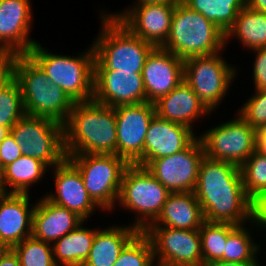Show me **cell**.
Wrapping results in <instances>:
<instances>
[{
	"instance_id": "cell-29",
	"label": "cell",
	"mask_w": 266,
	"mask_h": 266,
	"mask_svg": "<svg viewBox=\"0 0 266 266\" xmlns=\"http://www.w3.org/2000/svg\"><path fill=\"white\" fill-rule=\"evenodd\" d=\"M190 9L202 14L222 32L232 27L246 0H181Z\"/></svg>"
},
{
	"instance_id": "cell-39",
	"label": "cell",
	"mask_w": 266,
	"mask_h": 266,
	"mask_svg": "<svg viewBox=\"0 0 266 266\" xmlns=\"http://www.w3.org/2000/svg\"><path fill=\"white\" fill-rule=\"evenodd\" d=\"M256 52L253 66L255 90H266V47L254 49Z\"/></svg>"
},
{
	"instance_id": "cell-32",
	"label": "cell",
	"mask_w": 266,
	"mask_h": 266,
	"mask_svg": "<svg viewBox=\"0 0 266 266\" xmlns=\"http://www.w3.org/2000/svg\"><path fill=\"white\" fill-rule=\"evenodd\" d=\"M247 230L245 225H239L227 236L224 261L257 262L256 253L259 251V245L253 242Z\"/></svg>"
},
{
	"instance_id": "cell-1",
	"label": "cell",
	"mask_w": 266,
	"mask_h": 266,
	"mask_svg": "<svg viewBox=\"0 0 266 266\" xmlns=\"http://www.w3.org/2000/svg\"><path fill=\"white\" fill-rule=\"evenodd\" d=\"M194 193L207 222L239 226L252 219L255 227L266 228V211L247 196L240 167L235 164L204 156Z\"/></svg>"
},
{
	"instance_id": "cell-38",
	"label": "cell",
	"mask_w": 266,
	"mask_h": 266,
	"mask_svg": "<svg viewBox=\"0 0 266 266\" xmlns=\"http://www.w3.org/2000/svg\"><path fill=\"white\" fill-rule=\"evenodd\" d=\"M1 173L3 169L22 155V150L10 133L0 142Z\"/></svg>"
},
{
	"instance_id": "cell-16",
	"label": "cell",
	"mask_w": 266,
	"mask_h": 266,
	"mask_svg": "<svg viewBox=\"0 0 266 266\" xmlns=\"http://www.w3.org/2000/svg\"><path fill=\"white\" fill-rule=\"evenodd\" d=\"M141 74L147 102L154 104L184 80V60L162 47H154Z\"/></svg>"
},
{
	"instance_id": "cell-3",
	"label": "cell",
	"mask_w": 266,
	"mask_h": 266,
	"mask_svg": "<svg viewBox=\"0 0 266 266\" xmlns=\"http://www.w3.org/2000/svg\"><path fill=\"white\" fill-rule=\"evenodd\" d=\"M102 30L93 43L94 71L141 73L154 46L131 33L113 14L101 16Z\"/></svg>"
},
{
	"instance_id": "cell-24",
	"label": "cell",
	"mask_w": 266,
	"mask_h": 266,
	"mask_svg": "<svg viewBox=\"0 0 266 266\" xmlns=\"http://www.w3.org/2000/svg\"><path fill=\"white\" fill-rule=\"evenodd\" d=\"M205 222L200 203L194 192H171L157 220L150 226L173 229H199Z\"/></svg>"
},
{
	"instance_id": "cell-45",
	"label": "cell",
	"mask_w": 266,
	"mask_h": 266,
	"mask_svg": "<svg viewBox=\"0 0 266 266\" xmlns=\"http://www.w3.org/2000/svg\"><path fill=\"white\" fill-rule=\"evenodd\" d=\"M11 128L0 126V142H2L7 135L10 134Z\"/></svg>"
},
{
	"instance_id": "cell-15",
	"label": "cell",
	"mask_w": 266,
	"mask_h": 266,
	"mask_svg": "<svg viewBox=\"0 0 266 266\" xmlns=\"http://www.w3.org/2000/svg\"><path fill=\"white\" fill-rule=\"evenodd\" d=\"M176 3L136 4L113 16L131 33L154 47H162L170 34Z\"/></svg>"
},
{
	"instance_id": "cell-28",
	"label": "cell",
	"mask_w": 266,
	"mask_h": 266,
	"mask_svg": "<svg viewBox=\"0 0 266 266\" xmlns=\"http://www.w3.org/2000/svg\"><path fill=\"white\" fill-rule=\"evenodd\" d=\"M231 36L252 51L266 47V14L251 10L247 5L238 13L234 24L225 34V43Z\"/></svg>"
},
{
	"instance_id": "cell-34",
	"label": "cell",
	"mask_w": 266,
	"mask_h": 266,
	"mask_svg": "<svg viewBox=\"0 0 266 266\" xmlns=\"http://www.w3.org/2000/svg\"><path fill=\"white\" fill-rule=\"evenodd\" d=\"M18 255L20 266H57L53 256L52 244L32 235L12 248Z\"/></svg>"
},
{
	"instance_id": "cell-47",
	"label": "cell",
	"mask_w": 266,
	"mask_h": 266,
	"mask_svg": "<svg viewBox=\"0 0 266 266\" xmlns=\"http://www.w3.org/2000/svg\"><path fill=\"white\" fill-rule=\"evenodd\" d=\"M0 172H1V155H0Z\"/></svg>"
},
{
	"instance_id": "cell-19",
	"label": "cell",
	"mask_w": 266,
	"mask_h": 266,
	"mask_svg": "<svg viewBox=\"0 0 266 266\" xmlns=\"http://www.w3.org/2000/svg\"><path fill=\"white\" fill-rule=\"evenodd\" d=\"M31 11L30 0H0V47L18 55H26L31 50L37 43L28 38Z\"/></svg>"
},
{
	"instance_id": "cell-7",
	"label": "cell",
	"mask_w": 266,
	"mask_h": 266,
	"mask_svg": "<svg viewBox=\"0 0 266 266\" xmlns=\"http://www.w3.org/2000/svg\"><path fill=\"white\" fill-rule=\"evenodd\" d=\"M67 158L78 168L97 208L111 211L118 202L122 177L130 164L116 154H74Z\"/></svg>"
},
{
	"instance_id": "cell-22",
	"label": "cell",
	"mask_w": 266,
	"mask_h": 266,
	"mask_svg": "<svg viewBox=\"0 0 266 266\" xmlns=\"http://www.w3.org/2000/svg\"><path fill=\"white\" fill-rule=\"evenodd\" d=\"M85 220L77 213L56 205L45 196L36 203L32 216V236L54 243Z\"/></svg>"
},
{
	"instance_id": "cell-40",
	"label": "cell",
	"mask_w": 266,
	"mask_h": 266,
	"mask_svg": "<svg viewBox=\"0 0 266 266\" xmlns=\"http://www.w3.org/2000/svg\"><path fill=\"white\" fill-rule=\"evenodd\" d=\"M0 266H20L19 257L12 248H0Z\"/></svg>"
},
{
	"instance_id": "cell-12",
	"label": "cell",
	"mask_w": 266,
	"mask_h": 266,
	"mask_svg": "<svg viewBox=\"0 0 266 266\" xmlns=\"http://www.w3.org/2000/svg\"><path fill=\"white\" fill-rule=\"evenodd\" d=\"M144 233L152 243L154 259H158V265H203L199 229L183 230L149 226Z\"/></svg>"
},
{
	"instance_id": "cell-37",
	"label": "cell",
	"mask_w": 266,
	"mask_h": 266,
	"mask_svg": "<svg viewBox=\"0 0 266 266\" xmlns=\"http://www.w3.org/2000/svg\"><path fill=\"white\" fill-rule=\"evenodd\" d=\"M18 56L16 52L0 47V88L14 78V66Z\"/></svg>"
},
{
	"instance_id": "cell-10",
	"label": "cell",
	"mask_w": 266,
	"mask_h": 266,
	"mask_svg": "<svg viewBox=\"0 0 266 266\" xmlns=\"http://www.w3.org/2000/svg\"><path fill=\"white\" fill-rule=\"evenodd\" d=\"M256 132L238 117L203 132L198 138L206 157L240 167L256 151Z\"/></svg>"
},
{
	"instance_id": "cell-43",
	"label": "cell",
	"mask_w": 266,
	"mask_h": 266,
	"mask_svg": "<svg viewBox=\"0 0 266 266\" xmlns=\"http://www.w3.org/2000/svg\"><path fill=\"white\" fill-rule=\"evenodd\" d=\"M246 5L251 10L266 14V0H246Z\"/></svg>"
},
{
	"instance_id": "cell-44",
	"label": "cell",
	"mask_w": 266,
	"mask_h": 266,
	"mask_svg": "<svg viewBox=\"0 0 266 266\" xmlns=\"http://www.w3.org/2000/svg\"><path fill=\"white\" fill-rule=\"evenodd\" d=\"M180 0H138L136 4H143V3H177Z\"/></svg>"
},
{
	"instance_id": "cell-11",
	"label": "cell",
	"mask_w": 266,
	"mask_h": 266,
	"mask_svg": "<svg viewBox=\"0 0 266 266\" xmlns=\"http://www.w3.org/2000/svg\"><path fill=\"white\" fill-rule=\"evenodd\" d=\"M219 54L184 60V81L210 111L220 104L236 75Z\"/></svg>"
},
{
	"instance_id": "cell-9",
	"label": "cell",
	"mask_w": 266,
	"mask_h": 266,
	"mask_svg": "<svg viewBox=\"0 0 266 266\" xmlns=\"http://www.w3.org/2000/svg\"><path fill=\"white\" fill-rule=\"evenodd\" d=\"M10 133L23 155L36 158L52 169L67 158L64 127L55 120L25 114L13 125Z\"/></svg>"
},
{
	"instance_id": "cell-26",
	"label": "cell",
	"mask_w": 266,
	"mask_h": 266,
	"mask_svg": "<svg viewBox=\"0 0 266 266\" xmlns=\"http://www.w3.org/2000/svg\"><path fill=\"white\" fill-rule=\"evenodd\" d=\"M81 225L52 243L57 266H82L88 259L97 230Z\"/></svg>"
},
{
	"instance_id": "cell-14",
	"label": "cell",
	"mask_w": 266,
	"mask_h": 266,
	"mask_svg": "<svg viewBox=\"0 0 266 266\" xmlns=\"http://www.w3.org/2000/svg\"><path fill=\"white\" fill-rule=\"evenodd\" d=\"M117 130V155L129 164H134L143 155L146 132L152 118L156 115L155 105H119L114 107Z\"/></svg>"
},
{
	"instance_id": "cell-35",
	"label": "cell",
	"mask_w": 266,
	"mask_h": 266,
	"mask_svg": "<svg viewBox=\"0 0 266 266\" xmlns=\"http://www.w3.org/2000/svg\"><path fill=\"white\" fill-rule=\"evenodd\" d=\"M25 114L21 88L13 78L0 88V126L12 128Z\"/></svg>"
},
{
	"instance_id": "cell-5",
	"label": "cell",
	"mask_w": 266,
	"mask_h": 266,
	"mask_svg": "<svg viewBox=\"0 0 266 266\" xmlns=\"http://www.w3.org/2000/svg\"><path fill=\"white\" fill-rule=\"evenodd\" d=\"M225 33L202 14L190 9L181 0L172 15L170 34L162 46L182 60L222 52Z\"/></svg>"
},
{
	"instance_id": "cell-46",
	"label": "cell",
	"mask_w": 266,
	"mask_h": 266,
	"mask_svg": "<svg viewBox=\"0 0 266 266\" xmlns=\"http://www.w3.org/2000/svg\"><path fill=\"white\" fill-rule=\"evenodd\" d=\"M3 193H4V190L2 187V173L0 172V194H3Z\"/></svg>"
},
{
	"instance_id": "cell-42",
	"label": "cell",
	"mask_w": 266,
	"mask_h": 266,
	"mask_svg": "<svg viewBox=\"0 0 266 266\" xmlns=\"http://www.w3.org/2000/svg\"><path fill=\"white\" fill-rule=\"evenodd\" d=\"M258 262H234V261H224L218 260L213 261L202 266H259Z\"/></svg>"
},
{
	"instance_id": "cell-13",
	"label": "cell",
	"mask_w": 266,
	"mask_h": 266,
	"mask_svg": "<svg viewBox=\"0 0 266 266\" xmlns=\"http://www.w3.org/2000/svg\"><path fill=\"white\" fill-rule=\"evenodd\" d=\"M204 150L197 137L186 149L153 159L145 168L171 192H194Z\"/></svg>"
},
{
	"instance_id": "cell-18",
	"label": "cell",
	"mask_w": 266,
	"mask_h": 266,
	"mask_svg": "<svg viewBox=\"0 0 266 266\" xmlns=\"http://www.w3.org/2000/svg\"><path fill=\"white\" fill-rule=\"evenodd\" d=\"M196 138L189 127L155 115L146 132L143 155L134 164L146 167L153 159L183 151Z\"/></svg>"
},
{
	"instance_id": "cell-2",
	"label": "cell",
	"mask_w": 266,
	"mask_h": 266,
	"mask_svg": "<svg viewBox=\"0 0 266 266\" xmlns=\"http://www.w3.org/2000/svg\"><path fill=\"white\" fill-rule=\"evenodd\" d=\"M64 127L66 155L116 154L115 108L94 100L75 102Z\"/></svg>"
},
{
	"instance_id": "cell-30",
	"label": "cell",
	"mask_w": 266,
	"mask_h": 266,
	"mask_svg": "<svg viewBox=\"0 0 266 266\" xmlns=\"http://www.w3.org/2000/svg\"><path fill=\"white\" fill-rule=\"evenodd\" d=\"M240 171L247 196L261 211H266V155L255 151Z\"/></svg>"
},
{
	"instance_id": "cell-8",
	"label": "cell",
	"mask_w": 266,
	"mask_h": 266,
	"mask_svg": "<svg viewBox=\"0 0 266 266\" xmlns=\"http://www.w3.org/2000/svg\"><path fill=\"white\" fill-rule=\"evenodd\" d=\"M169 194L145 167L130 164L122 177L118 202L125 209L138 213L133 227L144 232L159 217Z\"/></svg>"
},
{
	"instance_id": "cell-20",
	"label": "cell",
	"mask_w": 266,
	"mask_h": 266,
	"mask_svg": "<svg viewBox=\"0 0 266 266\" xmlns=\"http://www.w3.org/2000/svg\"><path fill=\"white\" fill-rule=\"evenodd\" d=\"M53 168L57 193L45 197L86 220L97 205L89 197L78 168L68 158Z\"/></svg>"
},
{
	"instance_id": "cell-33",
	"label": "cell",
	"mask_w": 266,
	"mask_h": 266,
	"mask_svg": "<svg viewBox=\"0 0 266 266\" xmlns=\"http://www.w3.org/2000/svg\"><path fill=\"white\" fill-rule=\"evenodd\" d=\"M155 262L157 265L149 237L139 231L121 250L113 266H153Z\"/></svg>"
},
{
	"instance_id": "cell-27",
	"label": "cell",
	"mask_w": 266,
	"mask_h": 266,
	"mask_svg": "<svg viewBox=\"0 0 266 266\" xmlns=\"http://www.w3.org/2000/svg\"><path fill=\"white\" fill-rule=\"evenodd\" d=\"M48 168L42 161L22 154L2 171L4 193L28 194L30 185L38 182ZM7 185L12 188L9 192Z\"/></svg>"
},
{
	"instance_id": "cell-4",
	"label": "cell",
	"mask_w": 266,
	"mask_h": 266,
	"mask_svg": "<svg viewBox=\"0 0 266 266\" xmlns=\"http://www.w3.org/2000/svg\"><path fill=\"white\" fill-rule=\"evenodd\" d=\"M14 78L23 97L27 115L47 117L62 125L66 122L75 102L26 54L16 58Z\"/></svg>"
},
{
	"instance_id": "cell-6",
	"label": "cell",
	"mask_w": 266,
	"mask_h": 266,
	"mask_svg": "<svg viewBox=\"0 0 266 266\" xmlns=\"http://www.w3.org/2000/svg\"><path fill=\"white\" fill-rule=\"evenodd\" d=\"M27 55L48 76L49 81L61 87L74 102H88L94 96L93 46L80 56H64L48 52L38 42Z\"/></svg>"
},
{
	"instance_id": "cell-21",
	"label": "cell",
	"mask_w": 266,
	"mask_h": 266,
	"mask_svg": "<svg viewBox=\"0 0 266 266\" xmlns=\"http://www.w3.org/2000/svg\"><path fill=\"white\" fill-rule=\"evenodd\" d=\"M29 194H0V248H13L32 235Z\"/></svg>"
},
{
	"instance_id": "cell-25",
	"label": "cell",
	"mask_w": 266,
	"mask_h": 266,
	"mask_svg": "<svg viewBox=\"0 0 266 266\" xmlns=\"http://www.w3.org/2000/svg\"><path fill=\"white\" fill-rule=\"evenodd\" d=\"M138 232L133 226L97 230L89 257L82 266H113L121 250Z\"/></svg>"
},
{
	"instance_id": "cell-36",
	"label": "cell",
	"mask_w": 266,
	"mask_h": 266,
	"mask_svg": "<svg viewBox=\"0 0 266 266\" xmlns=\"http://www.w3.org/2000/svg\"><path fill=\"white\" fill-rule=\"evenodd\" d=\"M254 96L238 111L239 115L254 129L266 126V90H255Z\"/></svg>"
},
{
	"instance_id": "cell-31",
	"label": "cell",
	"mask_w": 266,
	"mask_h": 266,
	"mask_svg": "<svg viewBox=\"0 0 266 266\" xmlns=\"http://www.w3.org/2000/svg\"><path fill=\"white\" fill-rule=\"evenodd\" d=\"M230 223L205 221L199 228L203 264L223 260L227 236L236 228Z\"/></svg>"
},
{
	"instance_id": "cell-41",
	"label": "cell",
	"mask_w": 266,
	"mask_h": 266,
	"mask_svg": "<svg viewBox=\"0 0 266 266\" xmlns=\"http://www.w3.org/2000/svg\"><path fill=\"white\" fill-rule=\"evenodd\" d=\"M256 151L266 155V126L257 129L256 132Z\"/></svg>"
},
{
	"instance_id": "cell-17",
	"label": "cell",
	"mask_w": 266,
	"mask_h": 266,
	"mask_svg": "<svg viewBox=\"0 0 266 266\" xmlns=\"http://www.w3.org/2000/svg\"><path fill=\"white\" fill-rule=\"evenodd\" d=\"M93 100L109 107L147 102L142 74L118 70L94 71Z\"/></svg>"
},
{
	"instance_id": "cell-23",
	"label": "cell",
	"mask_w": 266,
	"mask_h": 266,
	"mask_svg": "<svg viewBox=\"0 0 266 266\" xmlns=\"http://www.w3.org/2000/svg\"><path fill=\"white\" fill-rule=\"evenodd\" d=\"M154 105L158 117L192 130V121L211 112L184 80Z\"/></svg>"
}]
</instances>
